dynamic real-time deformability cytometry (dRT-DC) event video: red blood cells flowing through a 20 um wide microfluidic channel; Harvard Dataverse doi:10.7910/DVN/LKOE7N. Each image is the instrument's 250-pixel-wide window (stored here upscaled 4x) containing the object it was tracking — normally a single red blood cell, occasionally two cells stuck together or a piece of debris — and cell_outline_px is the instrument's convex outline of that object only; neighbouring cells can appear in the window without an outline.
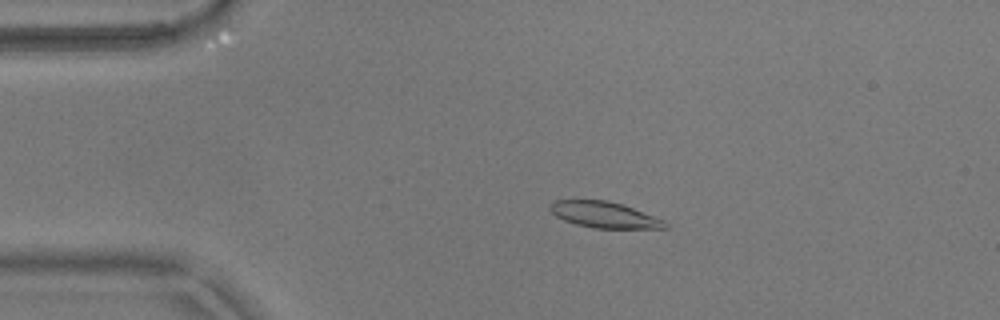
{"species": "common noctule bat (a hibernating species)", "species_latin": "Nyctalus noctula", "temperature_condition": "warm", "stored_images_in_passage": 44, "camera_frame_rate_fps": 3000, "um_per_image_px": 0.085, "animal": {"sex": "male", "body_mass_g": 17.9}, "frame": {"image": 1, "passage_image": 7, "time_ms": 2.0, "image_size_px": [1000, 320], "cell_outline_px": [[668, 228], [596, 228], [576, 224], [564, 220], [556, 216], [548, 208], [548, 204], [552, 200], [608, 200], [632, 208], [664, 220], [668, 224]], "centroid_in_image_um": [51.32, 18.25], "position_along_channel_um": 33.7, "area_um2": 17.34}}
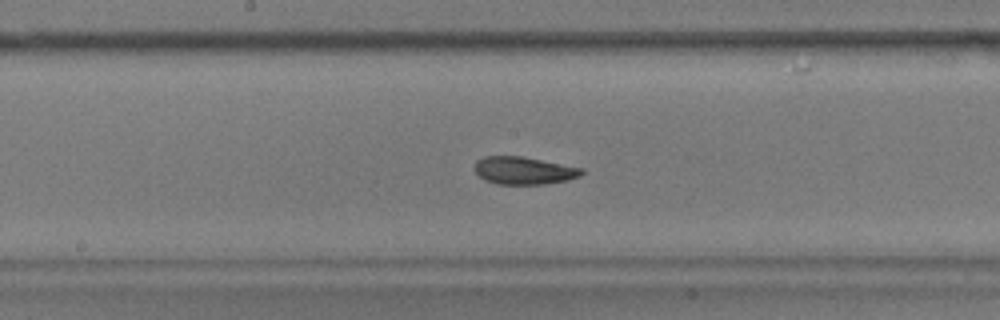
{"frame": {"image": 2, "passage_image": 24, "time_ms": 7.667, "image_size_px": [1000, 320], "cell_outline_px": [[584, 172], [580, 176], [568, 180], [544, 184], [496, 184], [484, 180], [472, 168], [476, 160], [484, 156], [520, 156], [584, 168]], "centroid_in_image_um": [44.5, 14.5], "position_along_channel_um": 203.7, "area_um2": 17.34}}
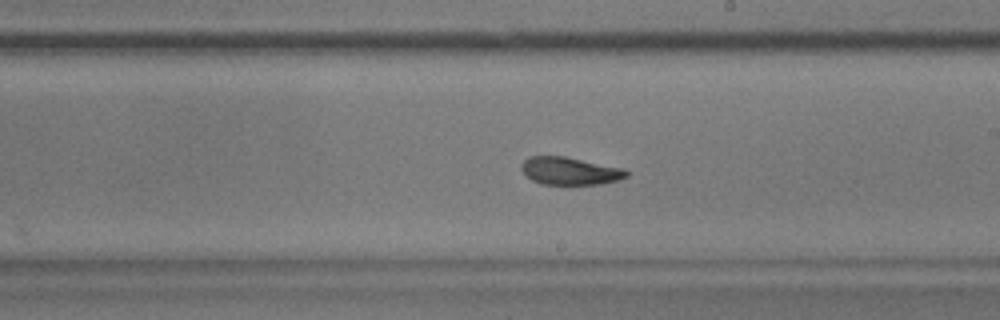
{"frame": {"image": 3, "passage_image": 27, "time_ms": 8.667, "image_size_px": [1000, 320], "cell_outline_px": [[628, 176], [620, 180], [600, 184], [540, 184], [532, 180], [520, 168], [520, 164], [528, 156], [564, 156], [624, 168], [628, 172]], "centroid_in_image_um": [48.45, 14.53], "position_along_channel_um": 240.6, "area_um2": 16.99}}